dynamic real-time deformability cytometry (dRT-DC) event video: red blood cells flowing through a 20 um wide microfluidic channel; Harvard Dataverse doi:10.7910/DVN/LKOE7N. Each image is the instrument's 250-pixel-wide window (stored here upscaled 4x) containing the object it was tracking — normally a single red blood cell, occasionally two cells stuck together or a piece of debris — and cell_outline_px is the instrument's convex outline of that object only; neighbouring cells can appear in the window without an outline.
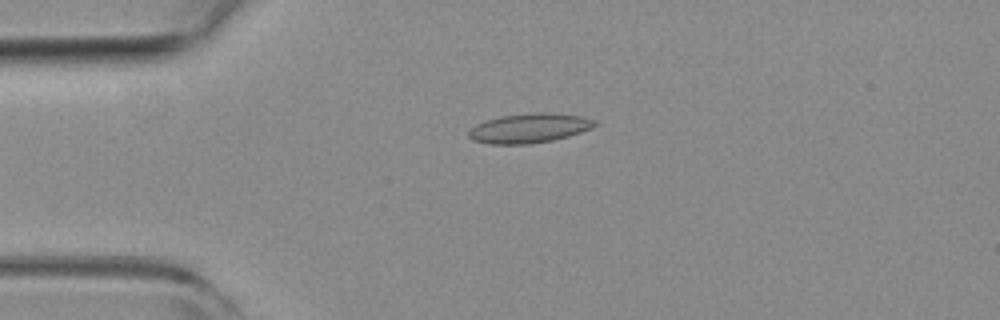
{"species": "common noctule bat (a hibernating species)", "species_latin": "Nyctalus noctula", "temperature_condition": "room temperature", "stored_images_in_passage": 42, "camera_frame_rate_fps": 3000, "um_per_image_px": 0.085, "animal": {"sex": "female", "body_mass_g": 19.3, "forearm_length_mm": 54.1}, "frame": {"image": 1, "passage_image": 1, "time_ms": 0.0, "image_size_px": [1000, 320], "cell_outline_px": [[600, 124], [592, 128], [568, 136], [552, 140], [532, 144], [488, 144], [472, 140], [468, 136], [468, 132], [476, 124], [484, 120], [500, 116], [532, 112], [552, 112], [584, 116], [600, 120]], "centroid_in_image_um": [45.04, 10.87], "position_along_channel_um": 40.0, "area_um2": 22.2}}
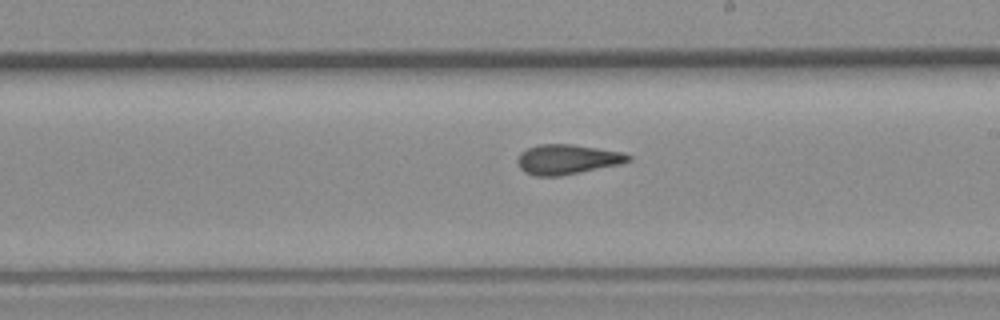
{"frame": {"image": 2, "passage_image": 19, "time_ms": 6.0, "image_size_px": [1000, 320], "cell_outline_px": [[632, 160], [620, 164], [560, 176], [536, 176], [524, 172], [520, 168], [516, 160], [520, 152], [528, 148], [540, 144], [572, 144], [624, 152], [632, 156]], "centroid_in_image_um": [48.22, 13.54], "position_along_channel_um": 240.8, "area_um2": 19.36}}
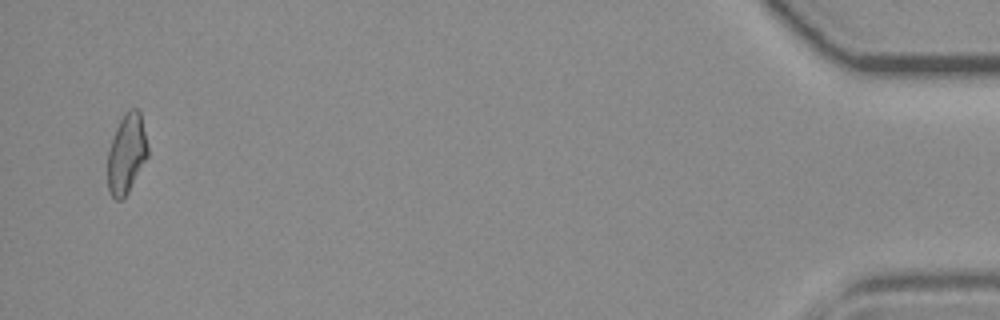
{"frame": {"image": 3, "passage_image": 41, "time_ms": 13.333, "image_size_px": [1000, 320], "cell_outline_px": [[148, 156], [128, 192], [120, 200], [116, 200], [108, 192], [108, 152], [116, 128], [124, 112], [128, 108], [140, 108], [148, 144]], "centroid_in_image_um": [10.78, 13.01], "position_along_channel_um": 424.4, "area_um2": 18.73}, "authors_computed_cell_mechanics": {"area_um2": 19.1896, "velocity_mm_per_s": 3.7732, "shape_relaxation_time_tau1_ms": null, "shape_relaxation_time_tau2_ms": 2.1746, "deformation_change_tau1": null, "deformation_change_tau2": 0.0911}}